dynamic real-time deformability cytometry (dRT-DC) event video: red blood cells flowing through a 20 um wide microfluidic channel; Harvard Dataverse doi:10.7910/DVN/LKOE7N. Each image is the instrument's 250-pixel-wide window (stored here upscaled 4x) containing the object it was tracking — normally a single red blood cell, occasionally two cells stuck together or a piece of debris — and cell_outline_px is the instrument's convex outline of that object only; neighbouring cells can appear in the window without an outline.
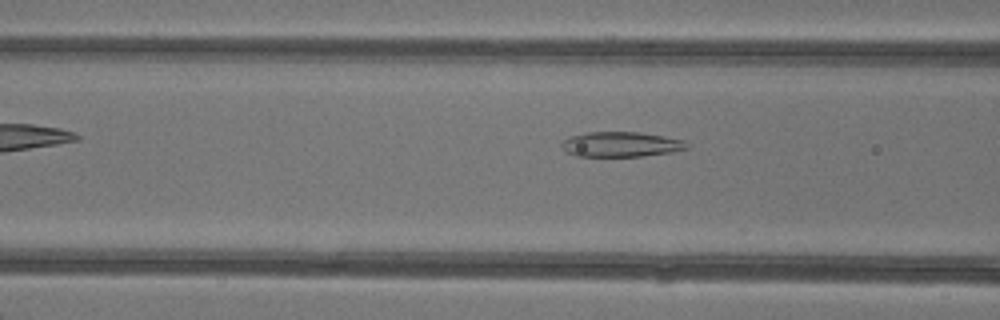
{"species": "common noctule bat (a hibernating species)", "species_latin": "Nyctalus noctula", "temperature_condition": "warm", "stored_images_in_passage": 5, "camera_frame_rate_fps": 3000, "um_per_image_px": 0.085, "animal": {"sex": "female"}, "frame": {"image": 1, "passage_image": 4, "time_ms": 3.667, "image_size_px": [1000, 320], "cell_outline_px": [[688, 148], [672, 152], [640, 156], [576, 156], [568, 152], [560, 144], [564, 140], [572, 136], [588, 132], [640, 132], [684, 140], [688, 144]], "centroid_in_image_um": [52.81, 12.27], "position_along_channel_um": 113.8, "area_um2": 18.03}}